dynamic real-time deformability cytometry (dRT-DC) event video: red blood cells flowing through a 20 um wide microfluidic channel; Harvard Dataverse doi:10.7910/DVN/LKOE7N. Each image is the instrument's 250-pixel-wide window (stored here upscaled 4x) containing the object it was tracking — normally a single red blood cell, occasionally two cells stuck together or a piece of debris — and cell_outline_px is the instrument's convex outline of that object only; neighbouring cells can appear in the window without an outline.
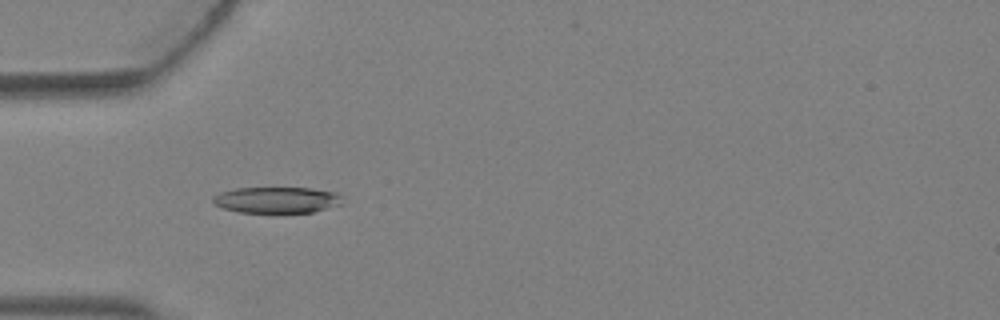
{"species": "Egyptian fruit bat (a non-hibernating species)", "species_latin": "Rousettus aegyptiacus", "temperature_condition": "warm", "stored_images_in_passage": 3, "camera_frame_rate_fps": 3000, "um_per_image_px": 0.085, "animal": {"sex": "female"}, "frame": {"image": 1, "passage_image": 2, "time_ms": 0.333, "image_size_px": [1000, 320], "cell_outline_px": [[344, 204], [312, 212], [240, 212], [224, 208], [212, 204], [212, 196], [220, 192], [236, 188], [312, 188], [336, 192], [340, 196]], "centroid_in_image_um": [23.52, 16.99], "position_along_channel_um": 61.5, "area_um2": 19.77}}
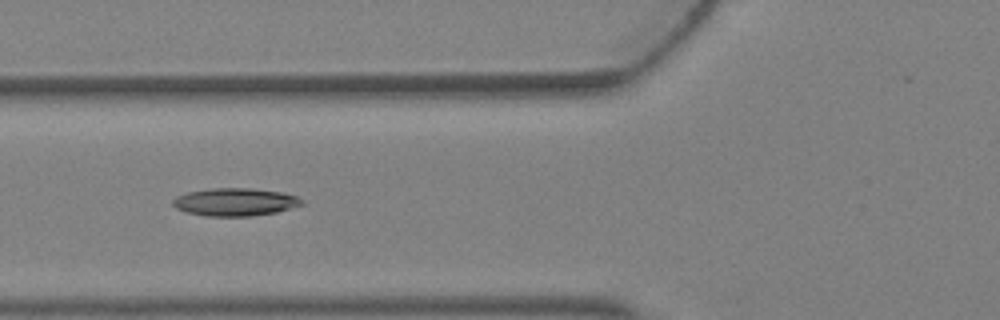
{"frame": {"image": 2, "passage_image": 3, "time_ms": 0.667, "image_size_px": [1000, 320], "cell_outline_px": [[304, 204], [276, 212], [252, 216], [208, 216], [188, 212], [176, 208], [172, 204], [172, 200], [176, 196], [188, 192], [212, 188], [252, 188], [280, 192], [296, 196], [304, 200]], "centroid_in_image_um": [19.99, 17.16], "position_along_channel_um": 105.8, "area_um2": 20.81}}